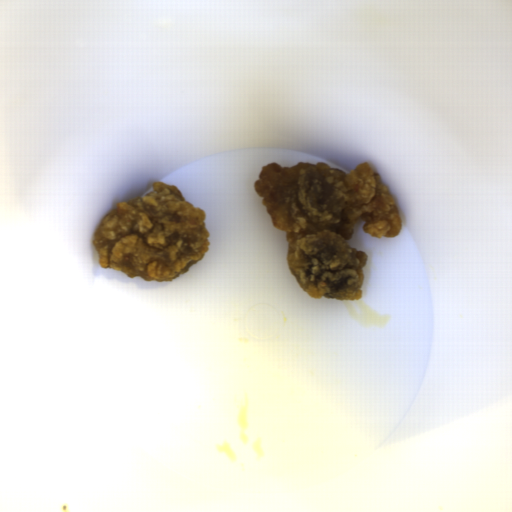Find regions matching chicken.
<instances>
[{"label":"chicken","mask_w":512,"mask_h":512,"mask_svg":"<svg viewBox=\"0 0 512 512\" xmlns=\"http://www.w3.org/2000/svg\"><path fill=\"white\" fill-rule=\"evenodd\" d=\"M209 237L204 211L174 184L158 182L118 202L95 228L93 243L101 269L168 282L207 256Z\"/></svg>","instance_id":"obj_2"},{"label":"chicken","mask_w":512,"mask_h":512,"mask_svg":"<svg viewBox=\"0 0 512 512\" xmlns=\"http://www.w3.org/2000/svg\"><path fill=\"white\" fill-rule=\"evenodd\" d=\"M256 193L283 230L288 268L315 299L360 301L368 254L351 247L355 223L374 237L402 230L399 205L369 162L350 172L327 162L265 164Z\"/></svg>","instance_id":"obj_1"}]
</instances>
